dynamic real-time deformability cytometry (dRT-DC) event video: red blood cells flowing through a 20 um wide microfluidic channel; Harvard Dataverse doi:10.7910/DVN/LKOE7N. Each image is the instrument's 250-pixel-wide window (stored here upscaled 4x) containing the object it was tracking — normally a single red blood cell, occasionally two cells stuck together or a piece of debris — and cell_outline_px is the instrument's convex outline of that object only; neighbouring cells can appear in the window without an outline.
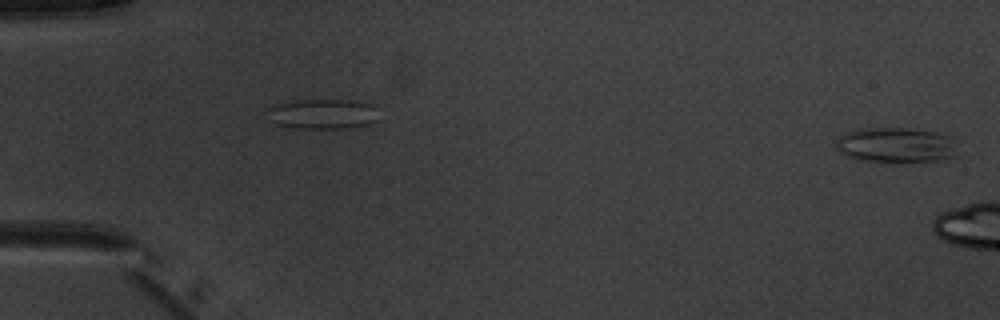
{"species": "common noctule bat (a hibernating species)", "species_latin": "Nyctalus noctula", "temperature_condition": "warm", "stored_images_in_passage": 5, "segment_of_instrument_passage": [2, 2], "camera_frame_rate_fps": 3000, "um_per_image_px": 0.085, "animal": {"sex": "male", "body_mass_g": 20.1, "forearm_length_mm": 53.5}, "frame": {"image": 1, "passage_image": 5, "time_ms": 4.667, "image_size_px": [1000, 320], "cell_outline_px": [[960, 156], [940, 160], [904, 164], [892, 164], [860, 160], [848, 156], [840, 152], [836, 148], [836, 140], [840, 136], [848, 132], [864, 128], [912, 128], [936, 132], [948, 136]], "centroid_in_image_um": [76.18, 12.38], "position_along_channel_um": 8.8, "area_um2": 25.61}}